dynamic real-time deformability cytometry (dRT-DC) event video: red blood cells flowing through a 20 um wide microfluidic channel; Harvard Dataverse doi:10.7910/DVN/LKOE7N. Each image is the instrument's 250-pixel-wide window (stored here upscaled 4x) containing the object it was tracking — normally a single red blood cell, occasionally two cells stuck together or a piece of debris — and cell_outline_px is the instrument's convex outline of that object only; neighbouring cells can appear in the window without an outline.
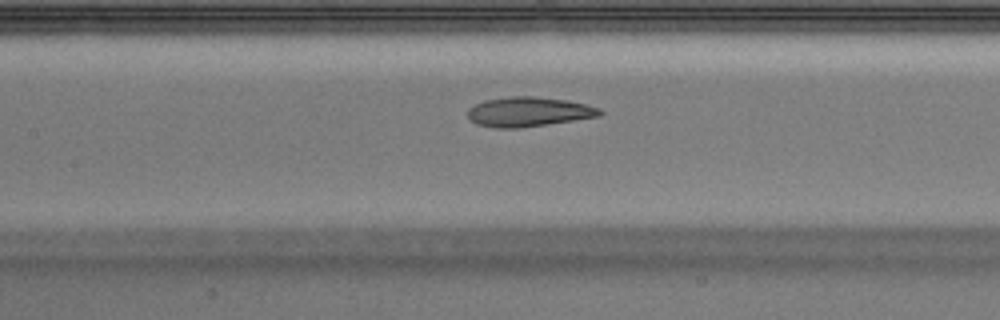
{"species": "Egyptian fruit bat (a non-hibernating species)", "species_latin": "Rousettus aegyptiacus", "temperature_condition": "warm", "stored_images_in_passage": 29, "camera_frame_rate_fps": 3000, "um_per_image_px": 0.085, "animal": {"sex": "male"}, "frame": {"image": 1, "passage_image": 9, "time_ms": 2.667, "image_size_px": [1000, 320], "cell_outline_px": [[604, 112], [600, 116], [520, 128], [492, 128], [476, 124], [468, 116], [468, 108], [484, 100], [512, 96], [532, 96], [568, 100], [600, 108]], "centroid_in_image_um": [44.92, 9.5], "position_along_channel_um": 162.5, "area_um2": 22.77}}
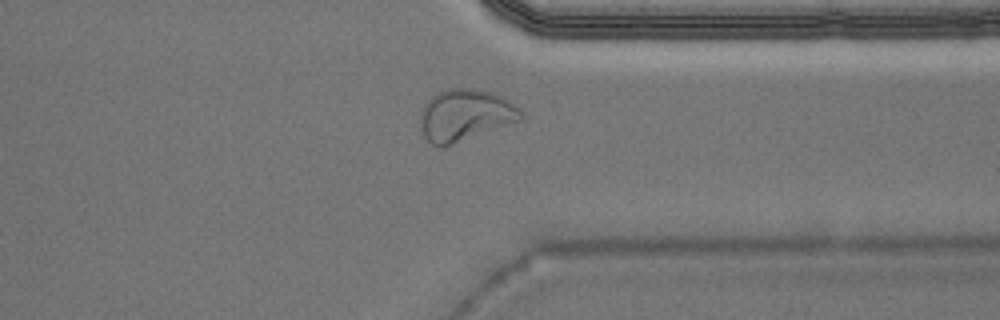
{"frame": {"image": 2, "passage_image": 25, "time_ms": 8.0, "image_size_px": [1000, 320], "cell_outline_px": [[524, 116], [520, 120], [444, 148], [432, 144], [424, 136], [420, 128], [420, 112], [424, 104], [436, 92], [448, 88], [468, 88], [488, 92], [500, 96], [516, 104]], "centroid_in_image_um": [39.5, 9.8], "position_along_channel_um": 371.9, "area_um2": 30.35}}